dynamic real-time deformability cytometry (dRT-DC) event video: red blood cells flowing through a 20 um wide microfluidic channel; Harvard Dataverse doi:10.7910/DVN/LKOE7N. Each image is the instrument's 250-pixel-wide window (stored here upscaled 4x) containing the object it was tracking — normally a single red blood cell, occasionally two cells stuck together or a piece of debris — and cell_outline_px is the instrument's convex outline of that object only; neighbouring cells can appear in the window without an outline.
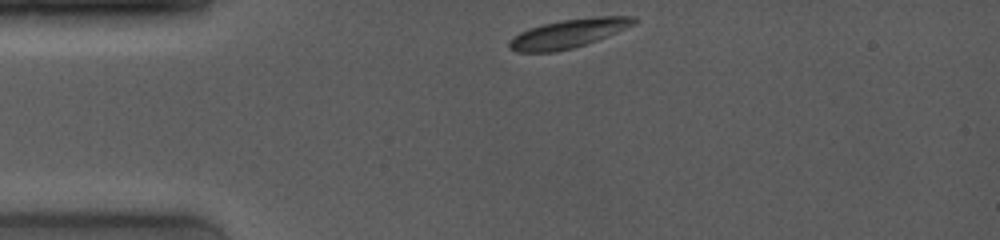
{"species": "common noctule bat (a hibernating species)", "species_latin": "Nyctalus noctula", "temperature_condition": "room temperature", "stored_images_in_passage": 2, "camera_frame_rate_fps": 4000, "um_per_image_px": 0.085, "animal": {"sex": "female", "body_mass_g": 19.0, "forearm_length_mm": 53.3}, "frame": {"image": 1, "passage_image": 1, "time_ms": 0.0, "image_size_px": [1000, 240], "cell_outline_px": [[640, 20], [636, 24], [596, 40], [572, 48], [556, 52], [516, 52], [508, 48], [508, 40], [512, 36], [528, 28], [560, 20], [596, 16], [636, 16]], "centroid_in_image_um": [48.3, 2.84], "position_along_channel_um": 36.7, "area_um2": 21.04}}